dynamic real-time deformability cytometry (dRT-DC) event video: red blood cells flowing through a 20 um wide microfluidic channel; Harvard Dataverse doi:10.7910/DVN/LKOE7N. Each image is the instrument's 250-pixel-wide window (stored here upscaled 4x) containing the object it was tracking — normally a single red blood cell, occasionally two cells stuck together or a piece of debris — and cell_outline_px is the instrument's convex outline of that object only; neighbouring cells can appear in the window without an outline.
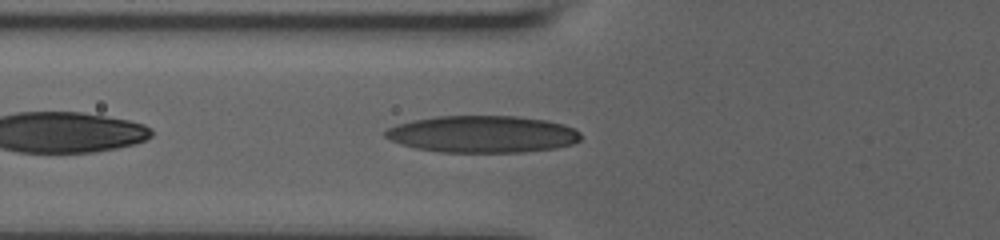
{"species": "human", "species_latin": "Homo sapiens", "temperature_condition": "room temperature", "stored_images_in_passage": 37, "camera_frame_rate_fps": 3000, "um_per_image_px": 0.085, "donor": {"sex": "male"}, "frame": {"image": 1, "passage_image": 4, "time_ms": 1.0, "image_size_px": [1000, 240], "cell_outline_px": [[580, 140], [572, 144], [556, 148], [520, 152], [440, 152], [416, 148], [400, 144], [384, 136], [384, 132], [388, 128], [396, 124], [412, 120], [436, 116], [516, 116], [544, 120], [564, 124], [580, 132]], "centroid_in_image_um": [40.99, 11.4], "position_along_channel_um": 84.8, "area_um2": 42.08}}
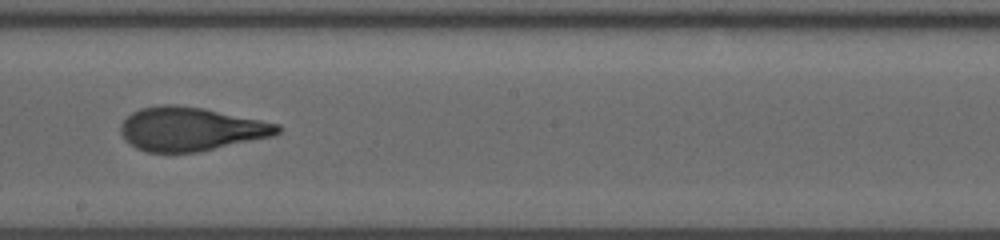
{"frame": {"image": 2, "passage_image": 16, "time_ms": 5.0, "image_size_px": [1000, 240], "cell_outline_px": [[280, 132], [276, 136], [200, 152], [148, 152], [136, 148], [128, 144], [124, 140], [120, 132], [120, 124], [132, 112], [140, 108], [164, 104], [172, 104], [204, 108], [280, 124]], "centroid_in_image_um": [16.22, 10.97], "position_along_channel_um": 232.0, "area_um2": 40.34}}
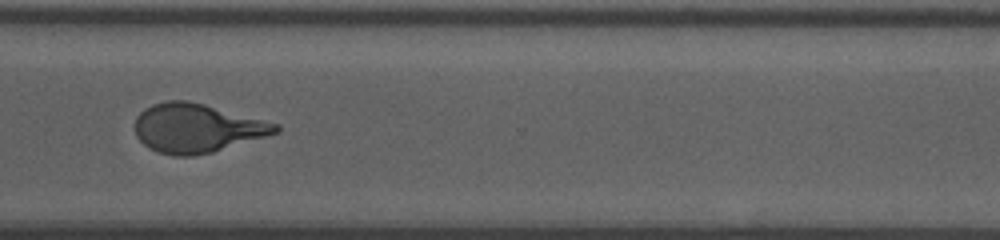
{"frame": {"image": 3, "passage_image": 26, "time_ms": 8.333, "image_size_px": [1000, 240], "cell_outline_px": [[280, 128], [276, 132], [264, 136], [212, 152], [192, 156], [172, 156], [148, 148], [136, 136], [136, 116], [144, 108], [152, 104], [168, 100], [188, 100], [204, 104], [280, 124]], "centroid_in_image_um": [16.69, 10.88], "position_along_channel_um": 353.9, "area_um2": 39.71}, "authors_computed_cell_mechanics": {"area_um2": 39.7086, "velocity_mm_per_s": 3.6608, "shape_relaxation_time_tau1_ms": 8.1817, "shape_relaxation_time_tau2_ms": 1.1989, "deformation_change_tau1": 0.273, "deformation_change_tau2": 0.0967}}